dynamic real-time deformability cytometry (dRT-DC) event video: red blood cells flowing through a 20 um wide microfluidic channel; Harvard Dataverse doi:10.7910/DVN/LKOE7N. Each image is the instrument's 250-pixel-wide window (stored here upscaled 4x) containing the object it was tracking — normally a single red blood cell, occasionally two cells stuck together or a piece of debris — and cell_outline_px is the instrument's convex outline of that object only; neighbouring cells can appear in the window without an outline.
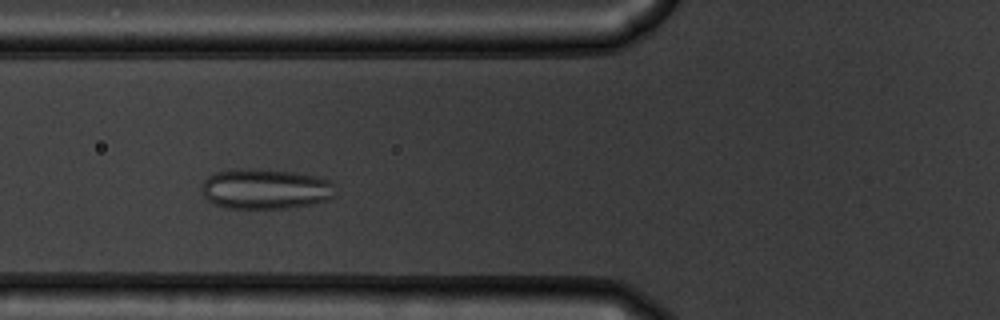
{"species": "common noctule bat (a hibernating species)", "species_latin": "Nyctalus noctula", "temperature_condition": "warm", "stored_images_in_passage": 47, "camera_frame_rate_fps": 3000, "um_per_image_px": 0.085, "animal": {"sex": "male", "body_mass_g": 19.5, "forearm_length_mm": 54.6}, "frame": {"image": 1, "passage_image": 13, "time_ms": 4.0, "image_size_px": [1000, 320], "cell_outline_px": [[336, 196], [328, 200], [312, 204], [288, 208], [224, 208], [208, 200], [204, 196], [200, 188], [204, 180], [208, 176], [216, 172], [248, 168], [252, 168], [292, 172], [316, 176], [332, 180], [336, 184]], "centroid_in_image_um": [22.61, 16.06], "position_along_channel_um": 103.2, "area_um2": 31.73}}
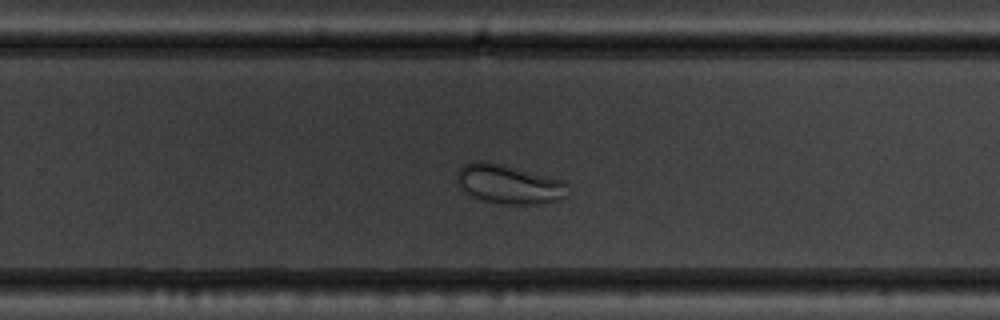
{"frame": {"image": 2, "passage_image": 28, "time_ms": 9.0, "image_size_px": [1000, 320], "cell_outline_px": [[568, 196], [556, 200], [536, 204], [500, 204], [484, 200], [472, 196], [464, 192], [460, 188], [456, 180], [456, 172], [464, 164], [476, 160], [484, 160], [504, 164], [564, 180], [568, 184]], "centroid_in_image_um": [43.24, 15.64], "position_along_channel_um": 286.6, "area_um2": 25.72}}
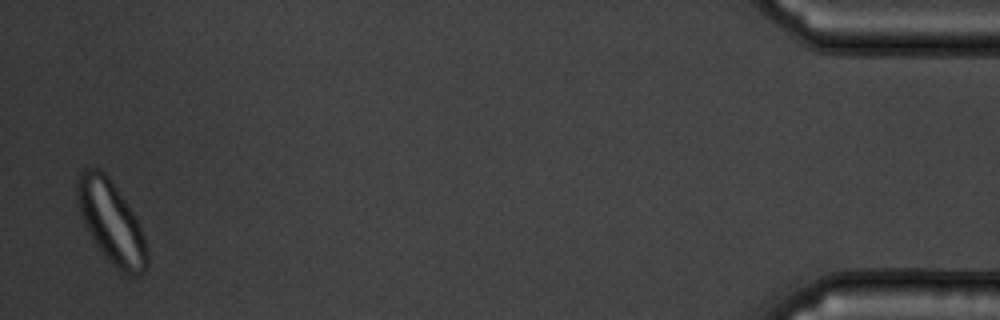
{"frame": {"image": 3, "passage_image": 46, "time_ms": 15.0, "image_size_px": [1000, 320], "cell_outline_px": [[148, 264], [136, 276], [128, 276], [120, 272], [104, 256], [88, 232], [84, 224], [80, 212], [76, 196], [76, 180], [80, 172], [84, 168], [100, 168], [108, 176], [132, 212], [140, 228], [148, 252]], "centroid_in_image_um": [9.42, 18.88], "position_along_channel_um": 425.8, "area_um2": 33.12}}